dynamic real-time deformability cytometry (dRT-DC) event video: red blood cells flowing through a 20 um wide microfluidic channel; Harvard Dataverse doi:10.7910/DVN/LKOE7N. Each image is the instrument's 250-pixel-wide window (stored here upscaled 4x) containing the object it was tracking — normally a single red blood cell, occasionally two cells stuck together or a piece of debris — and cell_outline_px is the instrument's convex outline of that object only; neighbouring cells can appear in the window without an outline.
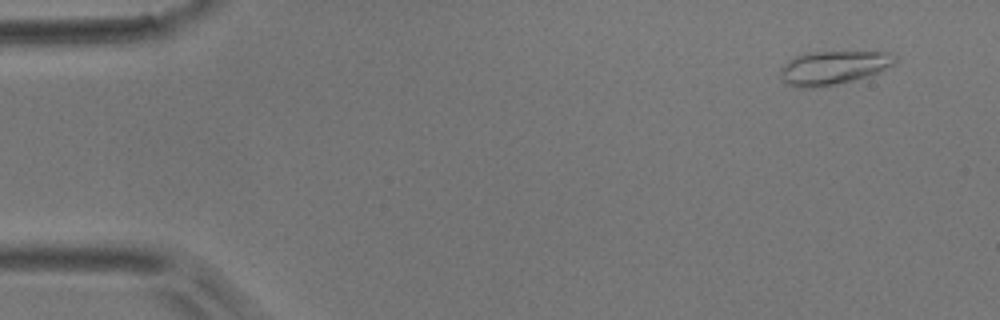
{"species": "common noctule bat (a hibernating species)", "species_latin": "Nyctalus noctula", "temperature_condition": "room temperature", "stored_images_in_passage": 6, "camera_frame_rate_fps": 3000, "um_per_image_px": 0.085, "animal": {"sex": "male", "body_mass_g": 17.9}, "frame": {"image": 1, "passage_image": 1, "time_ms": 0.0, "image_size_px": [1000, 320], "cell_outline_px": [[896, 60], [892, 64], [880, 72], [852, 80], [812, 88], [804, 88], [788, 84], [780, 76], [780, 68], [792, 56], [812, 52], [888, 52], [896, 56]], "centroid_in_image_um": [70.8, 5.73], "position_along_channel_um": 14.2, "area_um2": 22.14}}
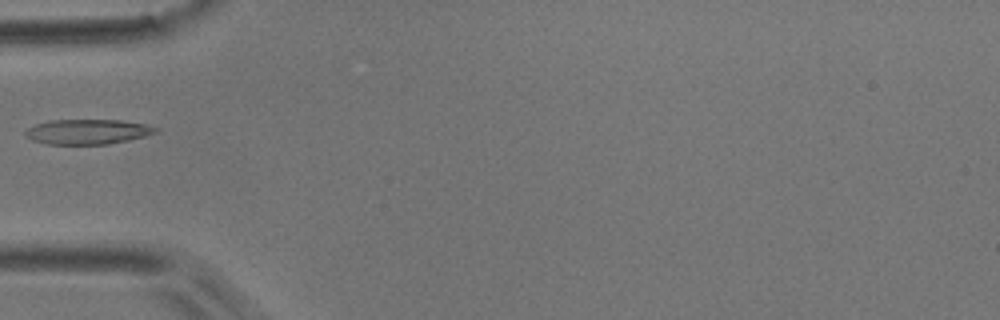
{"frame": {"image": 2, "passage_image": 5, "time_ms": 4.667, "image_size_px": [1000, 320], "cell_outline_px": [[160, 128], [156, 132], [144, 136], [128, 140], [108, 144], [48, 144], [32, 140], [24, 136], [24, 132], [28, 128], [36, 124], [48, 120], [120, 120], [144, 124]], "centroid_in_image_um": [7.41, 11.19], "position_along_channel_um": 77.6, "area_um2": 18.9}}
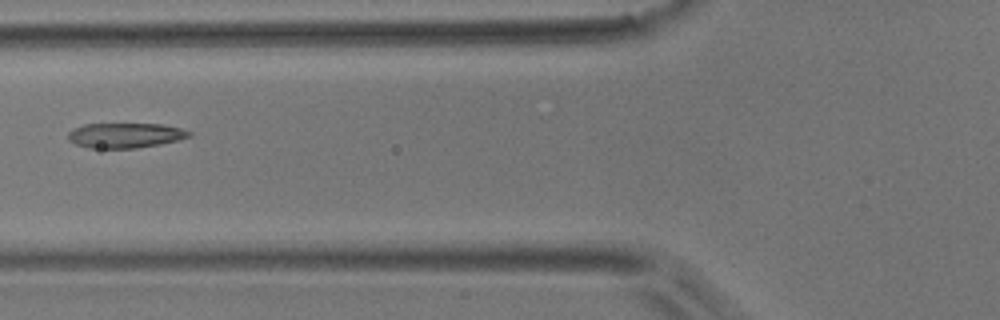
{"frame": {"image": 3, "passage_image": 6, "time_ms": 5.667, "image_size_px": [1000, 320], "cell_outline_px": [[192, 136], [160, 144], [136, 148], [88, 148], [76, 144], [68, 140], [68, 132], [72, 128], [84, 124], [160, 124], [180, 128], [192, 132]], "centroid_in_image_um": [10.61, 11.5], "position_along_channel_um": 115.2, "area_um2": 17.63}}